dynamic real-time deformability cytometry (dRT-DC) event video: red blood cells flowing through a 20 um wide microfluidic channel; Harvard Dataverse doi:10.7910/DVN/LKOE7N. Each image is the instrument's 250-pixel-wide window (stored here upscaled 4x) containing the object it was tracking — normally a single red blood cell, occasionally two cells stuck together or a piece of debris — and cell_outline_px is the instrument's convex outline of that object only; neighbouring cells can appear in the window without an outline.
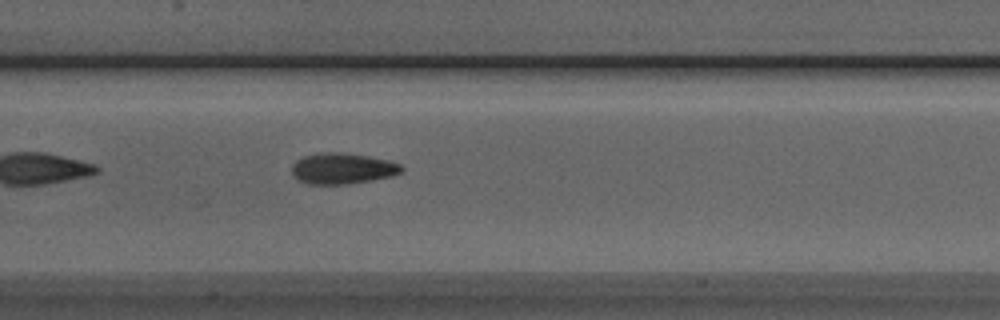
{"species": "Egyptian fruit bat (a non-hibernating species)", "species_latin": "Rousettus aegyptiacus", "temperature_condition": "room temperature", "stored_images_in_passage": 33, "camera_frame_rate_fps": 3000, "um_per_image_px": 0.085, "animal": {"sex": "male"}, "frame": {"image": 1, "passage_image": 10, "time_ms": 3.0, "image_size_px": [1000, 320], "cell_outline_px": [[404, 168], [400, 172], [392, 176], [372, 180], [348, 184], [308, 184], [296, 180], [292, 176], [292, 164], [296, 160], [304, 156], [320, 152], [340, 152], [368, 156], [388, 160], [400, 164]], "centroid_in_image_um": [29.07, 14.32], "position_along_channel_um": 178.3, "area_um2": 19.94}, "authors_computed_cell_mechanics": {"area_um2": 19.3052, "velocity_mm_per_s": 3.9472, "shape_relaxation_time_tau1_ms": 10.5007, "shape_relaxation_time_tau2_ms": 2.4884, "deformation_change_tau1": 0.2236, "deformation_change_tau2": 0.091}}